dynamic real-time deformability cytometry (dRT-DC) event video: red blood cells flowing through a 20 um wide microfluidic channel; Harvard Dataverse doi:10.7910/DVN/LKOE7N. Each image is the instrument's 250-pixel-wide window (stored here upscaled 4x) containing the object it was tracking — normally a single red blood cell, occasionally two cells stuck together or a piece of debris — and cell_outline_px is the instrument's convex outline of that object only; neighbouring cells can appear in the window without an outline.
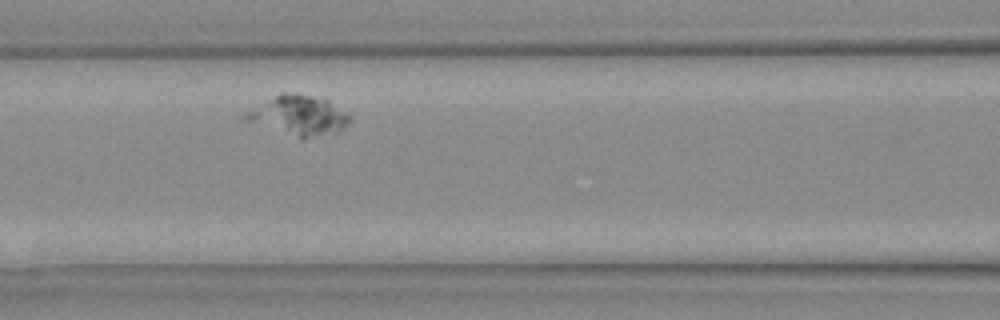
{"species": "Egyptian fruit bat (a non-hibernating species)", "species_latin": "Rousettus aegyptiacus", "temperature_condition": "warm", "stored_images_in_passage": 4, "camera_frame_rate_fps": 3000, "um_per_image_px": 0.085, "animal": {"sex": "female"}, "frame": {"image": 1, "passage_image": 3, "time_ms": 0.667, "image_size_px": [1000, 320], "cell_outline_px": [[352, 120], [340, 132], [304, 140], [300, 140], [244, 120], [240, 116], [244, 112], [280, 92], [296, 92], [324, 96], [348, 112], [352, 116]], "centroid_in_image_um": [25.43, 9.81], "position_along_channel_um": 141.2, "area_um2": 25.55}}